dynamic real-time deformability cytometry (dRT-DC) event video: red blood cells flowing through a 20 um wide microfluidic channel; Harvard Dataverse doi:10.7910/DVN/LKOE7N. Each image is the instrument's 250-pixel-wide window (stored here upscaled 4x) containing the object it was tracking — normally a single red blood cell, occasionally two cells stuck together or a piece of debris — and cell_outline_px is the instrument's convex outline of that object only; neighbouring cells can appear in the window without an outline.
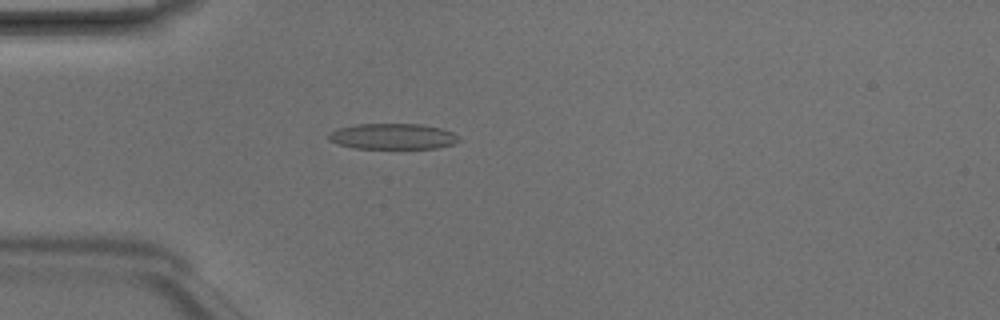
{"species": "Egyptian fruit bat (a non-hibernating species)", "species_latin": "Rousettus aegyptiacus", "temperature_condition": "room temperature", "stored_images_in_passage": 4, "camera_frame_rate_fps": 3000, "um_per_image_px": 0.085, "animal": {"sex": "male"}, "frame": {"image": 1, "passage_image": 4, "time_ms": 1.0, "image_size_px": [1000, 320], "cell_outline_px": [[460, 140], [452, 144], [436, 148], [352, 148], [336, 144], [328, 140], [328, 132], [352, 124], [420, 124], [440, 128], [452, 132], [460, 136]], "centroid_in_image_um": [33.34, 11.59], "position_along_channel_um": 51.7, "area_um2": 19.65}}